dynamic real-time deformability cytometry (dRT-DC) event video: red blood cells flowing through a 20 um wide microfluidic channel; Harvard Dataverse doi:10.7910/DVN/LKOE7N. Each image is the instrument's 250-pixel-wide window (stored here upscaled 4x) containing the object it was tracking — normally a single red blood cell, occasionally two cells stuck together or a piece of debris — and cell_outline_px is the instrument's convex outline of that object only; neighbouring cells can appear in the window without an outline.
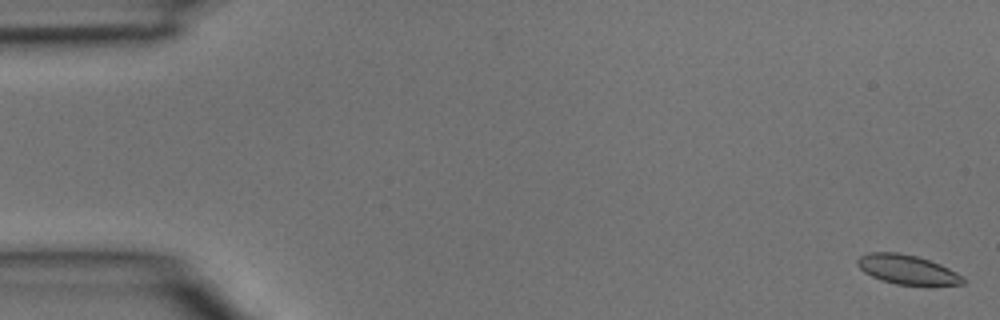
{"species": "common noctule bat (a hibernating species)", "species_latin": "Nyctalus noctula", "temperature_condition": "room temperature", "stored_images_in_passage": 4, "camera_frame_rate_fps": 3000, "um_per_image_px": 0.085, "animal": {"sex": "male", "body_mass_g": 15.6}, "frame": {"image": 1, "passage_image": 1, "time_ms": 0.0, "image_size_px": [1000, 320], "cell_outline_px": [[964, 284], [896, 284], [880, 280], [864, 272], [856, 264], [856, 260], [860, 256], [868, 252], [896, 252], [916, 256], [940, 264], [956, 272], [964, 280]], "centroid_in_image_um": [77.03, 22.89], "position_along_channel_um": 8.0, "area_um2": 17.69}}
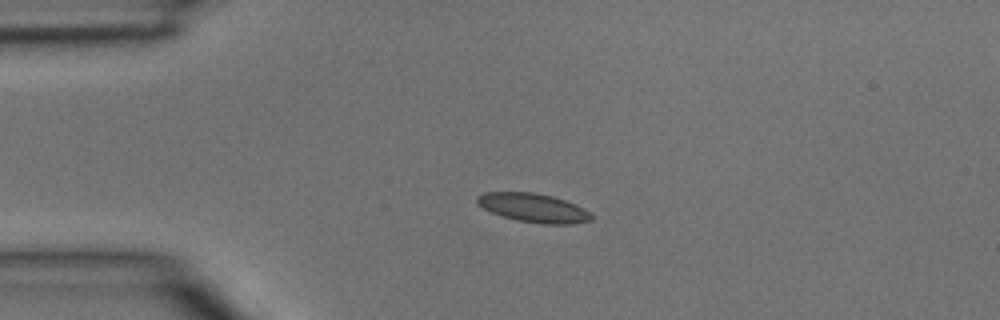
{"frame": {"image": 2, "passage_image": 3, "time_ms": 0.667, "image_size_px": [1000, 320], "cell_outline_px": [[592, 220], [572, 224], [544, 224], [516, 220], [492, 212], [476, 204], [476, 196], [484, 192], [532, 192], [552, 196], [576, 204], [592, 212]], "centroid_in_image_um": [45.35, 17.66], "position_along_channel_um": 39.6, "area_um2": 19.25}}
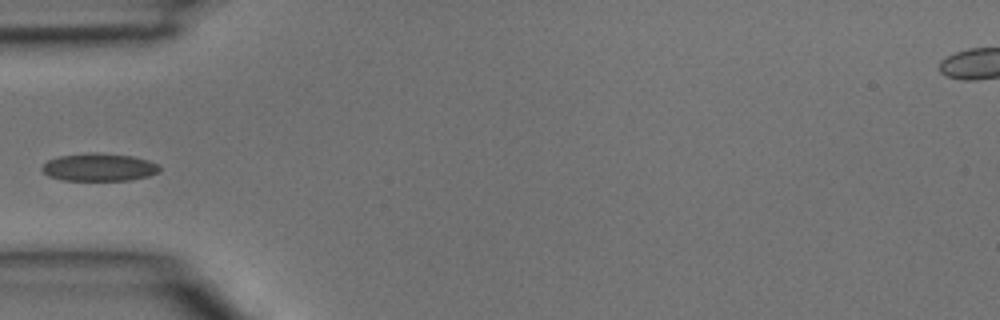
{"frame": {"image": 3, "passage_image": 4, "time_ms": 1.0, "image_size_px": [1000, 320], "cell_outline_px": [[160, 172], [148, 176], [128, 180], [64, 180], [48, 176], [40, 168], [48, 160], [60, 156], [92, 152], [96, 152], [132, 156], [148, 160], [160, 164]], "centroid_in_image_um": [8.44, 14.21], "position_along_channel_um": 76.6, "area_um2": 19.02}}